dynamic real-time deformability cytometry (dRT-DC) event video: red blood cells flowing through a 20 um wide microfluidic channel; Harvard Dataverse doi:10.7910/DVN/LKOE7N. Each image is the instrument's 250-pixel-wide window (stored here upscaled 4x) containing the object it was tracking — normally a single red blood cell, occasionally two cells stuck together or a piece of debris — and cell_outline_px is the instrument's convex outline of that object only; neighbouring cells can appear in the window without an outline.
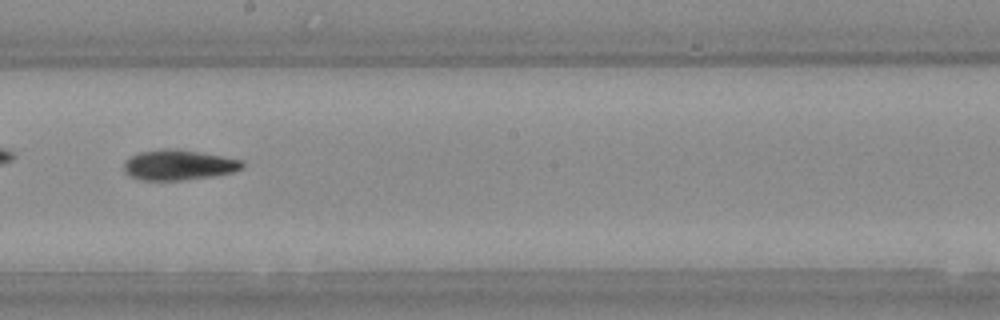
{"species": "Egyptian fruit bat (a non-hibernating species)", "species_latin": "Rousettus aegyptiacus", "temperature_condition": "warm", "stored_images_in_passage": 54, "camera_frame_rate_fps": 3000, "um_per_image_px": 0.085, "animal": {"sex": "female"}, "frame": {"image": 1, "passage_image": 31, "time_ms": 10.0, "image_size_px": [1000, 320], "cell_outline_px": [[244, 164], [240, 168], [232, 172], [212, 176], [180, 180], [140, 180], [128, 176], [124, 172], [124, 164], [132, 156], [140, 152], [160, 148], [176, 148], [244, 160]], "centroid_in_image_um": [15.15, 14.01], "position_along_channel_um": 233.0, "area_um2": 20.81}}
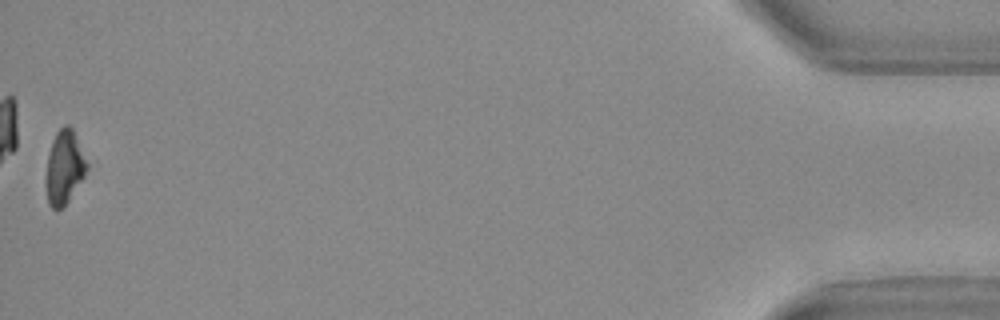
{"frame": {"image": 2, "passage_image": 54, "time_ms": 17.667, "image_size_px": [1000, 320], "cell_outline_px": [[88, 168], [84, 176], [64, 208], [52, 208], [48, 204], [48, 156], [52, 140], [56, 132], [64, 124], [68, 124], [72, 128], [88, 164]], "centroid_in_image_um": [5.5, 14.2], "position_along_channel_um": 429.7, "area_um2": 16.99}, "authors_computed_cell_mechanics": {"area_um2": 20.0566, "velocity_mm_per_s": 3.7591, "shape_relaxation_time_tau1_ms": 3.0735, "shape_relaxation_time_tau2_ms": null, "deformation_change_tau1": 0.1318, "deformation_change_tau2": null}}